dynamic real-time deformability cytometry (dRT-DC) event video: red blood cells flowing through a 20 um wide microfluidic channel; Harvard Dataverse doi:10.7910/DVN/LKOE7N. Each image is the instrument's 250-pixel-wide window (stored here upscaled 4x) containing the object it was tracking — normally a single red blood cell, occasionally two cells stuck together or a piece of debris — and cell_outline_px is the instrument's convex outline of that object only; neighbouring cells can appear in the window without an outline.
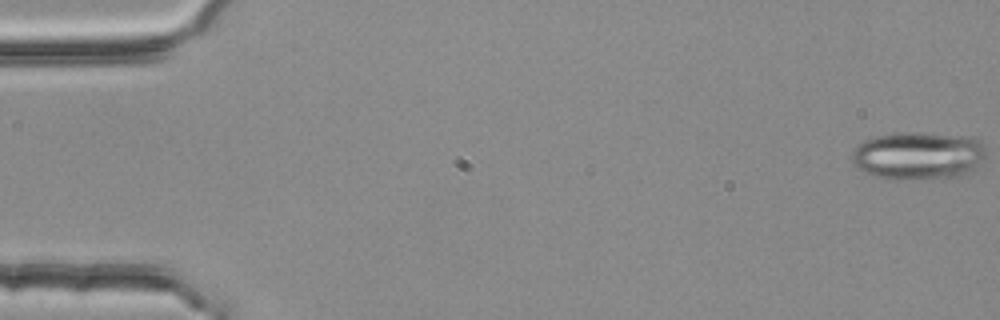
{"species": "common noctule bat (a hibernating species)", "species_latin": "Nyctalus noctula", "temperature_condition": "room temperature", "stored_images_in_passage": 4, "camera_frame_rate_fps": 3000, "um_per_image_px": 0.085, "animal": {"sex": "female", "body_mass_g": 25.1}, "frame": {"image": 1, "passage_image": 1, "time_ms": 0.0, "image_size_px": [1000, 320], "cell_outline_px": [[984, 160], [976, 168], [964, 176], [920, 180], [888, 180], [864, 172], [856, 168], [848, 160], [852, 148], [864, 140], [876, 136], [908, 132], [972, 136], [980, 140], [984, 144]], "centroid_in_image_um": [78.02, 13.26], "position_along_channel_um": 7.0, "area_um2": 38.49}}